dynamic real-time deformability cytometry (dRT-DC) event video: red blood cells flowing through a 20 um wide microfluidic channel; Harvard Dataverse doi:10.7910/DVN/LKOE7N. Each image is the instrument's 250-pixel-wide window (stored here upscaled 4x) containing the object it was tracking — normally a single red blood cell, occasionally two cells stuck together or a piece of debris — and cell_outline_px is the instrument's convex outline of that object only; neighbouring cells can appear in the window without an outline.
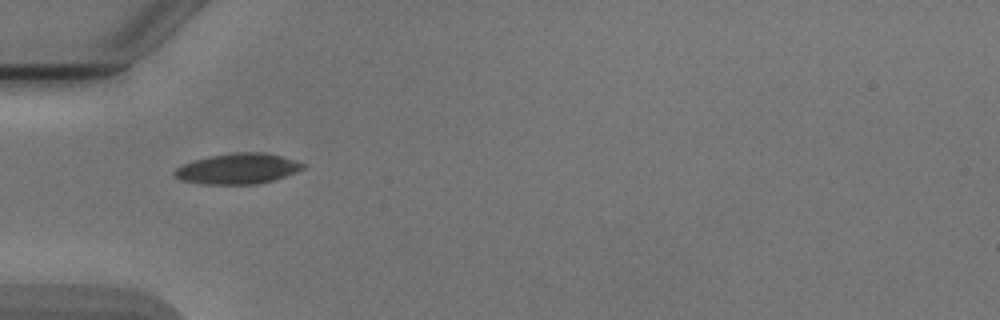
{"species": "Egyptian fruit bat (a non-hibernating species)", "species_latin": "Rousettus aegyptiacus", "temperature_condition": "cold", "stored_images_in_passage": 5, "camera_frame_rate_fps": 3000, "um_per_image_px": 0.085, "animal": {"sex": "male"}, "frame": {"image": 1, "passage_image": 2, "time_ms": 1.333, "image_size_px": [1000, 320], "cell_outline_px": [[304, 168], [284, 176], [272, 180], [256, 184], [204, 184], [180, 180], [172, 172], [176, 168], [184, 164], [196, 160], [212, 156], [236, 152], [264, 152], [296, 160], [304, 164]], "centroid_in_image_um": [20.2, 14.34], "position_along_channel_um": 64.8, "area_um2": 22.48}}
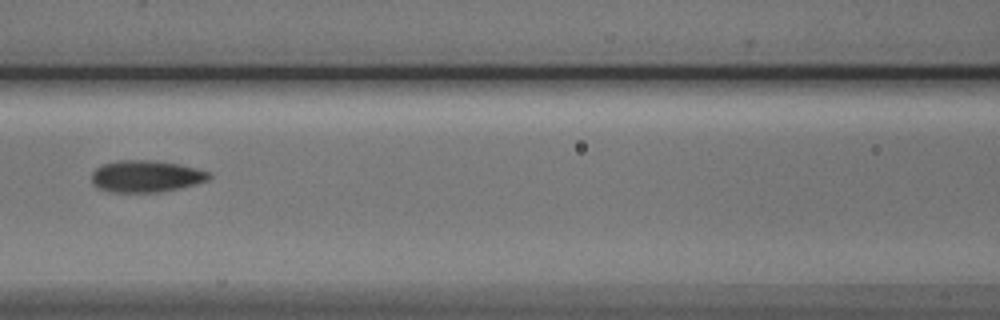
{"frame": {"image": 2, "passage_image": 4, "time_ms": 3.667, "image_size_px": [1000, 320], "cell_outline_px": [[212, 176], [208, 180], [196, 184], [180, 188], [160, 192], [112, 192], [96, 188], [92, 184], [92, 172], [96, 168], [104, 164], [120, 160], [148, 160], [180, 164], [196, 168], [208, 172]], "centroid_in_image_um": [12.4, 14.99], "position_along_channel_um": 154.2, "area_um2": 21.79}}
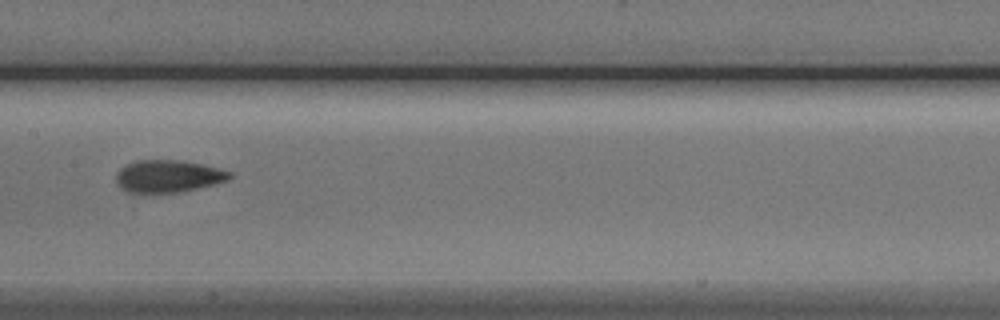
{"frame": {"image": 3, "passage_image": 5, "time_ms": 4.667, "image_size_px": [1000, 320], "cell_outline_px": [[232, 176], [228, 180], [180, 192], [144, 196], [128, 192], [116, 180], [116, 172], [120, 168], [136, 160], [184, 160], [204, 164], [220, 168], [232, 172]], "centroid_in_image_um": [14.28, 15.0], "position_along_channel_um": 193.1, "area_um2": 21.96}}